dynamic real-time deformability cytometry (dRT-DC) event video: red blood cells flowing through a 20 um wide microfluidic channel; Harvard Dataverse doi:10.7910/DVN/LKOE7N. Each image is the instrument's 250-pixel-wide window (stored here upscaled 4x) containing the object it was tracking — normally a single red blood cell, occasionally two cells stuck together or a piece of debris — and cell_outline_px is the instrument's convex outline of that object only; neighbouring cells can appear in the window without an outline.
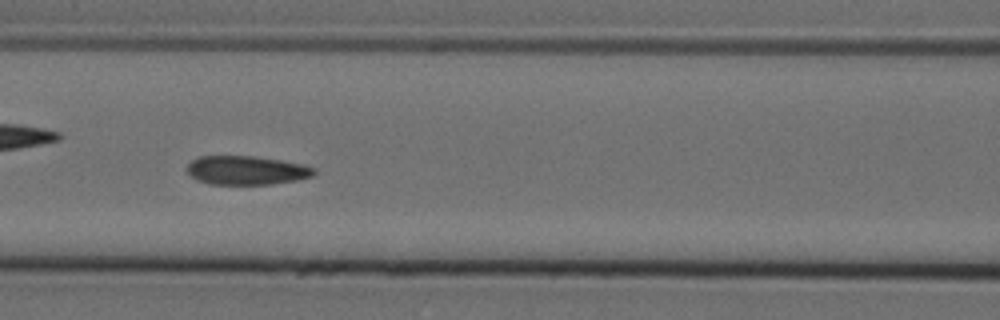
{"species": "Egyptian fruit bat (a non-hibernating species)", "species_latin": "Rousettus aegyptiacus", "temperature_condition": "cold", "stored_images_in_passage": 58, "camera_frame_rate_fps": 3000, "um_per_image_px": 0.085, "animal": {"sex": "female"}, "frame": {"image": 1, "passage_image": 25, "time_ms": 8.0, "image_size_px": [1000, 320], "cell_outline_px": [[316, 172], [312, 176], [296, 180], [272, 184], [208, 184], [196, 180], [188, 172], [188, 164], [192, 160], [200, 156], [252, 156], [280, 160], [304, 164], [316, 168]], "centroid_in_image_um": [20.97, 14.48], "position_along_channel_um": 145.6, "area_um2": 21.33}}
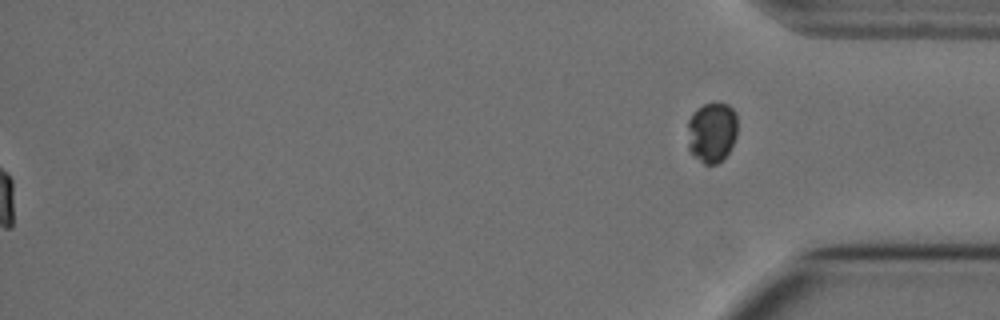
{"frame": {"image": 2, "passage_image": 58, "time_ms": 19.0, "image_size_px": [1000, 320], "cell_outline_px": [[736, 136], [728, 152], [716, 164], [704, 164], [688, 152], [688, 120], [696, 108], [704, 104], [716, 100], [728, 104], [736, 112]], "centroid_in_image_um": [60.49, 11.19], "position_along_channel_um": 374.7, "area_um2": 17.86}, "authors_computed_cell_mechanics": {"area_um2": 22.0796, "velocity_mm_per_s": 3.5578, "shape_relaxation_time_tau1_ms": 11.286, "shape_relaxation_time_tau2_ms": 1.3264, "deformation_change_tau1": 0.1964, "deformation_change_tau2": 0.0505}}